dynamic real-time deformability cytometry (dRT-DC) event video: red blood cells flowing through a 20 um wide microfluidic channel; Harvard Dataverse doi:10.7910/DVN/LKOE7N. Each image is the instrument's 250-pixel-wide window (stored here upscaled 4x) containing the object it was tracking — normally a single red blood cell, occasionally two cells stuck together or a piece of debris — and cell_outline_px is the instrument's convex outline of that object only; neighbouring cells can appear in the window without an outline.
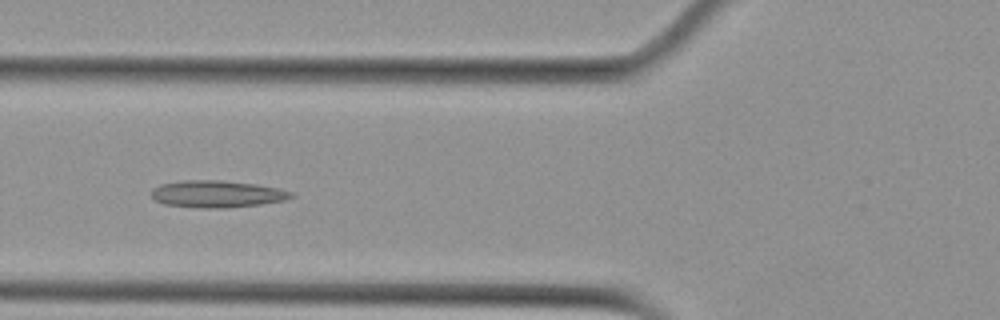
{"species": "Egyptian fruit bat (a non-hibernating species)", "species_latin": "Rousettus aegyptiacus", "temperature_condition": "cold", "stored_images_in_passage": 9, "camera_frame_rate_fps": 3000, "um_per_image_px": 0.085, "animal": {"sex": "female"}, "frame": {"image": 1, "passage_image": 6, "time_ms": 6.0, "image_size_px": [1000, 320], "cell_outline_px": [[296, 196], [284, 200], [260, 204], [228, 208], [200, 208], [164, 204], [156, 200], [152, 196], [152, 188], [160, 184], [184, 180], [220, 180], [256, 184], [276, 188], [292, 192]], "centroid_in_image_um": [18.44, 16.49], "position_along_channel_um": 107.4, "area_um2": 21.96}}
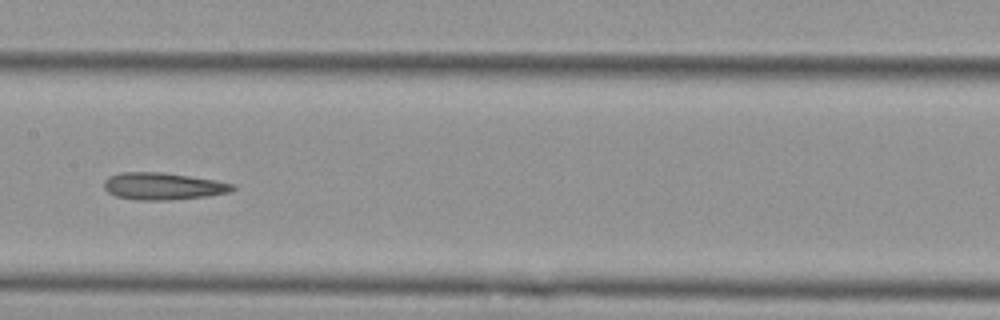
{"frame": {"image": 2, "passage_image": 8, "time_ms": 8.333, "image_size_px": [1000, 320], "cell_outline_px": [[236, 188], [228, 192], [208, 196], [168, 200], [136, 200], [116, 196], [108, 192], [104, 188], [104, 180], [108, 176], [120, 172], [164, 172], [216, 180], [236, 184]], "centroid_in_image_um": [13.85, 15.82], "position_along_channel_um": 193.5, "area_um2": 20.46}}
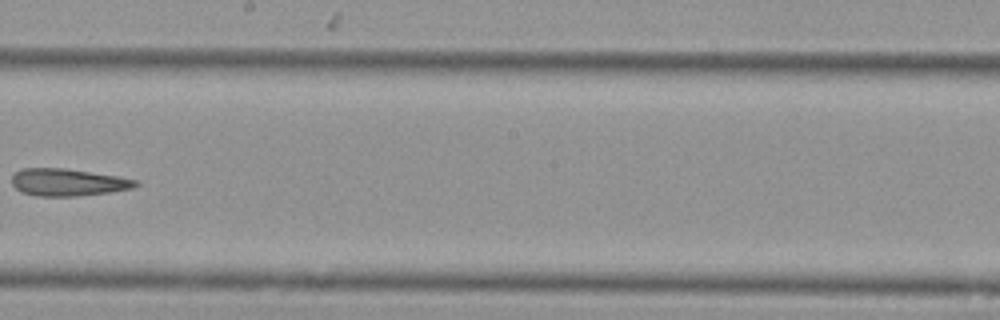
{"frame": {"image": 3, "passage_image": 9, "time_ms": 9.667, "image_size_px": [1000, 320], "cell_outline_px": [[140, 184], [132, 188], [108, 192], [76, 196], [36, 196], [20, 192], [12, 184], [12, 176], [20, 168], [64, 168], [120, 176], [140, 180]], "centroid_in_image_um": [5.78, 15.49], "position_along_channel_um": 242.4, "area_um2": 19.83}}